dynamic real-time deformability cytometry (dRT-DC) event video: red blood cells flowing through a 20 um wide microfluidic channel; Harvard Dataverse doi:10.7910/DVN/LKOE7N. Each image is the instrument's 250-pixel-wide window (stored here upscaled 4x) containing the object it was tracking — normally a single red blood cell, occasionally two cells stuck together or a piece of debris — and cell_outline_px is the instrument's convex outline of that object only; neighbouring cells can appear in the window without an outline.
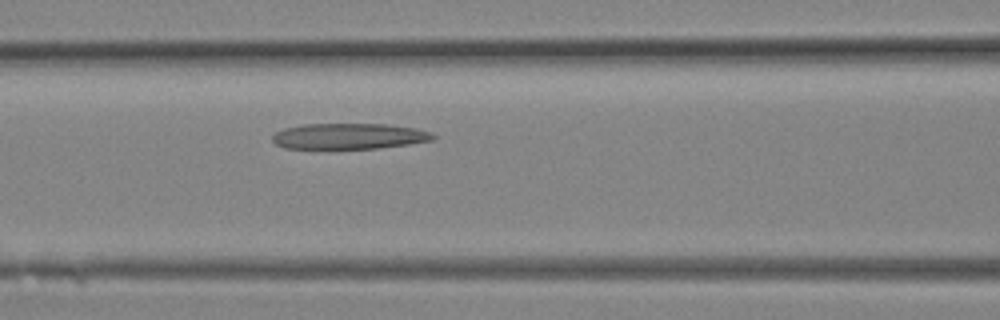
{"species": "Egyptian fruit bat (a non-hibernating species)", "species_latin": "Rousettus aegyptiacus", "temperature_condition": "room temperature", "stored_images_in_passage": 9, "camera_frame_rate_fps": 3000, "um_per_image_px": 0.085, "animal": {"sex": "female"}, "frame": {"image": 1, "passage_image": 9, "time_ms": 2.667, "image_size_px": [1000, 320], "cell_outline_px": [[436, 136], [432, 140], [408, 144], [376, 148], [284, 148], [276, 144], [272, 140], [272, 136], [276, 132], [284, 128], [304, 124], [388, 124], [416, 128], [432, 132]], "centroid_in_image_um": [29.68, 11.57], "position_along_channel_um": 136.9, "area_um2": 24.04}}